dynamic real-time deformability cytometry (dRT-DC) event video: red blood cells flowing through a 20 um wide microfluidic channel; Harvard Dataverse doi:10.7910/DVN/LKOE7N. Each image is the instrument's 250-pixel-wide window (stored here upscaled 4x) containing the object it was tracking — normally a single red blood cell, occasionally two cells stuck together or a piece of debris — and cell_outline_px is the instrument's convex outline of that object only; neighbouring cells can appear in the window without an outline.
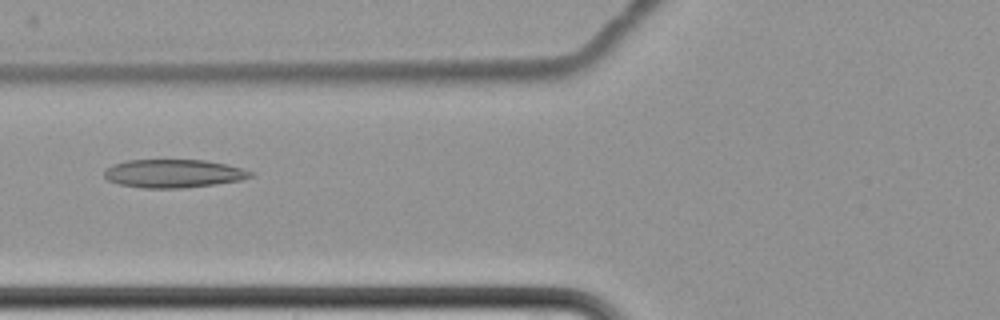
{"species": "common noctule bat (a hibernating species)", "species_latin": "Nyctalus noctula", "temperature_condition": "cold", "stored_images_in_passage": 10, "camera_frame_rate_fps": 3000, "um_per_image_px": 0.085, "animal": {"sex": "female", "body_mass_g": 22.7, "forearm_length_mm": 54.2}, "frame": {"image": 1, "passage_image": 5, "time_ms": 7.0, "image_size_px": [1000, 320], "cell_outline_px": [[256, 176], [240, 180], [216, 184], [184, 188], [140, 188], [120, 184], [108, 180], [104, 176], [104, 172], [108, 168], [116, 164], [128, 160], [204, 160], [228, 164], [256, 172]], "centroid_in_image_um": [14.83, 14.75], "position_along_channel_um": 111.0, "area_um2": 24.22}}
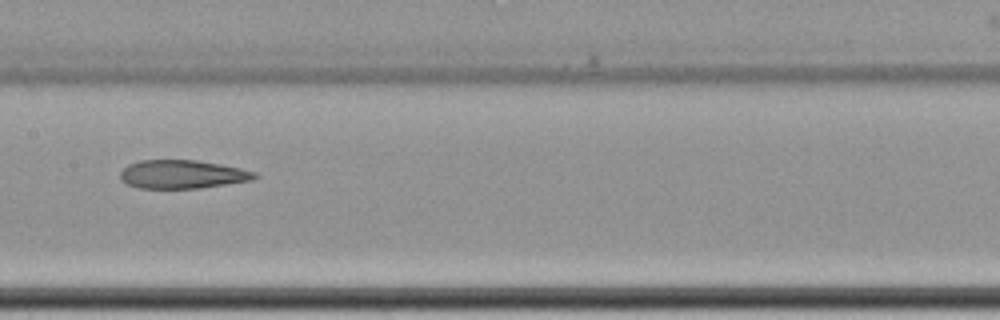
{"frame": {"image": 2, "passage_image": 7, "time_ms": 9.333, "image_size_px": [1000, 320], "cell_outline_px": [[260, 176], [252, 180], [200, 188], [136, 188], [120, 180], [120, 172], [128, 164], [140, 160], [196, 160], [220, 164], [240, 168], [256, 172]], "centroid_in_image_um": [15.49, 14.81], "position_along_channel_um": 191.9, "area_um2": 22.37}}
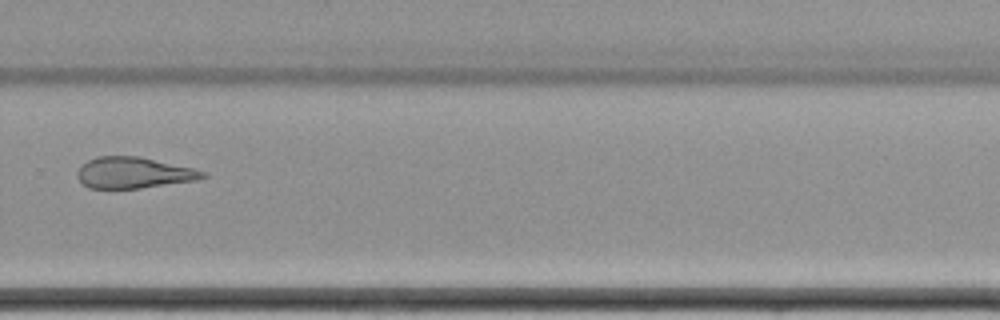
{"frame": {"image": 3, "passage_image": 10, "time_ms": 13.0, "image_size_px": [1000, 320], "cell_outline_px": [[208, 176], [196, 180], [140, 188], [88, 188], [76, 176], [76, 172], [80, 164], [96, 156], [136, 156], [192, 168], [208, 172]], "centroid_in_image_um": [11.32, 14.68], "position_along_channel_um": 318.5, "area_um2": 22.66}}